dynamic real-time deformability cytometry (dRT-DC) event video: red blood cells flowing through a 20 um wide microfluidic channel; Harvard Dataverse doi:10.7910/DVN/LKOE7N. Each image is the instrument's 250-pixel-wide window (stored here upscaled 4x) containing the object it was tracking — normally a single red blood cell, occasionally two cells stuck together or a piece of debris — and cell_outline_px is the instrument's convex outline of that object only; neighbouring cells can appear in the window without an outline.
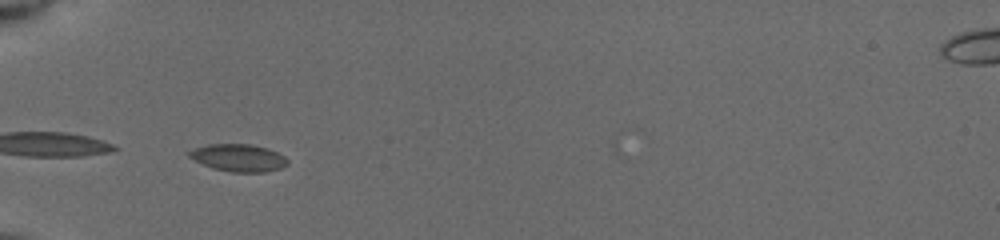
{"species": "common noctule bat (a hibernating species)", "species_latin": "Nyctalus noctula", "temperature_condition": "cold", "stored_images_in_passage": 33, "camera_frame_rate_fps": 3000, "um_per_image_px": 0.085, "animal": {"sex": "female", "body_mass_g": 19.5, "forearm_length_mm": 54.1}, "frame": {"image": 1, "passage_image": 1, "time_ms": 0.0, "image_size_px": [1000, 240], "cell_outline_px": [[288, 164], [280, 168], [264, 172], [232, 172], [212, 168], [188, 156], [188, 152], [192, 148], [208, 144], [252, 144], [268, 148], [284, 156], [288, 160]], "centroid_in_image_um": [20.27, 13.4], "position_along_channel_um": 64.7, "area_um2": 15.66}}
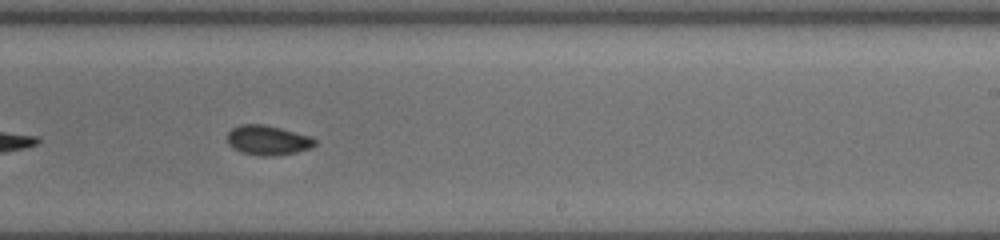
{"frame": {"image": 2, "passage_image": 16, "time_ms": 5.333, "image_size_px": [1000, 240], "cell_outline_px": [[316, 144], [312, 148], [296, 152], [272, 156], [260, 156], [240, 152], [228, 144], [228, 132], [232, 128], [240, 124], [264, 124], [312, 136], [316, 140]], "centroid_in_image_um": [22.78, 11.92], "position_along_channel_um": 266.2, "area_um2": 15.26}}
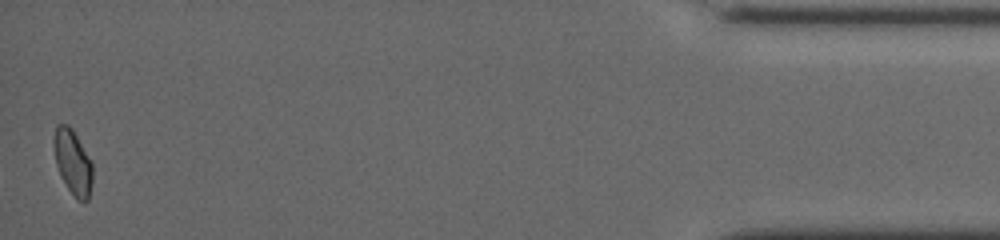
{"frame": {"image": 3, "passage_image": 33, "time_ms": 11.333, "image_size_px": [1000, 240], "cell_outline_px": [[92, 184], [88, 200], [80, 200], [68, 188], [60, 176], [56, 164], [56, 124], [68, 124], [72, 128], [92, 160]], "centroid_in_image_um": [6.24, 13.78], "position_along_channel_um": 429.0, "area_um2": 14.16}, "authors_computed_cell_mechanics": {"area_um2": 15.0858, "velocity_mm_per_s": 3.9318, "shape_relaxation_time_tau1_ms": 5.0513, "shape_relaxation_time_tau2_ms": 2.604, "deformation_change_tau1": 0.1105, "deformation_change_tau2": 0.0606}}